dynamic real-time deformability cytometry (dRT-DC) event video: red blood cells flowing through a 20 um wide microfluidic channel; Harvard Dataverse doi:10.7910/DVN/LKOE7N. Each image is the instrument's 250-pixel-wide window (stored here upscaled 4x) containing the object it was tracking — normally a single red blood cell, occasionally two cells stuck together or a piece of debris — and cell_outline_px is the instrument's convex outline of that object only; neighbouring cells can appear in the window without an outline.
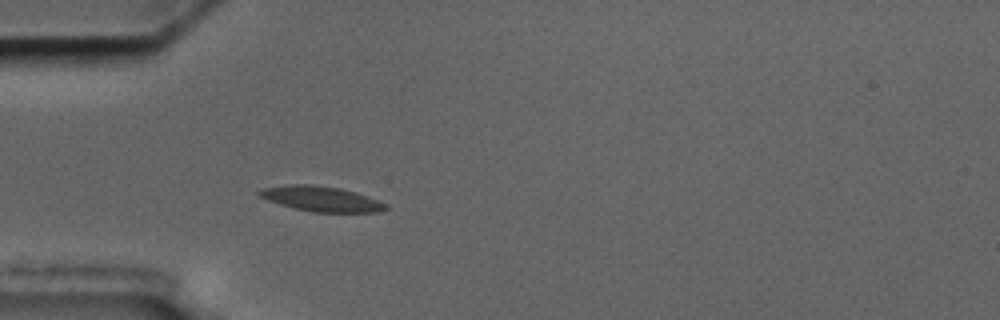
{"species": "common noctule bat (a hibernating species)", "species_latin": "Nyctalus noctula", "temperature_condition": "cold", "stored_images_in_passage": 4, "camera_frame_rate_fps": 3000, "um_per_image_px": 0.085, "animal": {"sex": "male", "body_mass_g": 17.5, "forearm_length_mm": 52.3}, "frame": {"image": 1, "passage_image": 4, "time_ms": 3.333, "image_size_px": [1000, 320], "cell_outline_px": [[388, 208], [376, 212], [312, 212], [280, 204], [268, 200], [260, 196], [256, 192], [264, 188], [292, 184], [312, 184], [340, 188], [356, 192], [388, 204]], "centroid_in_image_um": [27.33, 16.9], "position_along_channel_um": 57.7, "area_um2": 18.32}}